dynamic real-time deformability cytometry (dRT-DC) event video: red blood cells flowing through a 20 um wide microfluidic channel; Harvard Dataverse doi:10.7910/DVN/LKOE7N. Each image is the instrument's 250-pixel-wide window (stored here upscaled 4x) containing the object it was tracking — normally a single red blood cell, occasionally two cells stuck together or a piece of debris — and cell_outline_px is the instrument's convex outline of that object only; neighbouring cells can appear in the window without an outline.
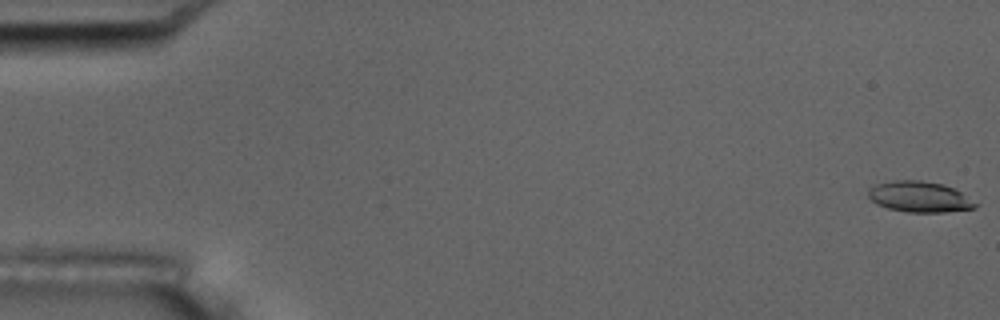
{"species": "common noctule bat (a hibernating species)", "species_latin": "Nyctalus noctula", "temperature_condition": "room temperature", "stored_images_in_passage": 52, "camera_frame_rate_fps": 3000, "um_per_image_px": 0.085, "animal": {"sex": "male", "body_mass_g": 17.5, "forearm_length_mm": 52.3}, "frame": {"image": 1, "passage_image": 1, "time_ms": 0.0, "image_size_px": [1000, 320], "cell_outline_px": [[980, 204], [976, 208], [944, 212], [908, 212], [888, 208], [876, 204], [868, 196], [868, 188], [876, 184], [892, 180], [920, 180], [944, 184], [960, 192]], "centroid_in_image_um": [78.16, 16.72], "position_along_channel_um": 6.8, "area_um2": 19.31}}
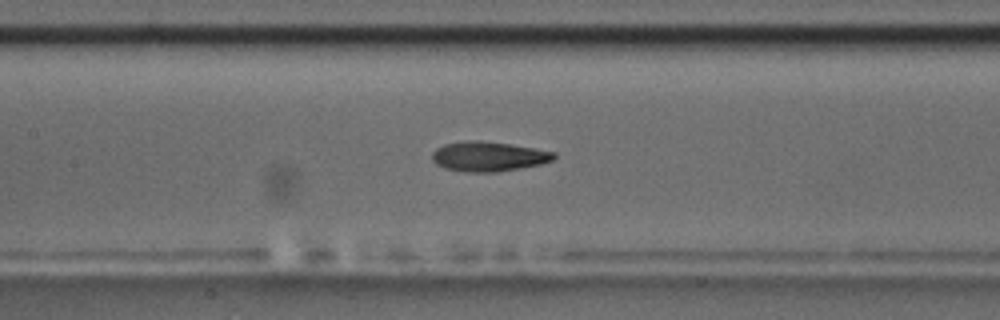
{"frame": {"image": 2, "passage_image": 26, "time_ms": 8.333, "image_size_px": [1000, 320], "cell_outline_px": [[556, 156], [552, 160], [540, 164], [520, 168], [496, 172], [468, 172], [444, 168], [436, 164], [432, 160], [432, 152], [436, 148], [444, 144], [468, 140], [480, 140], [536, 148], [556, 152]], "centroid_in_image_um": [41.51, 13.29], "position_along_channel_um": 165.9, "area_um2": 21.15}}
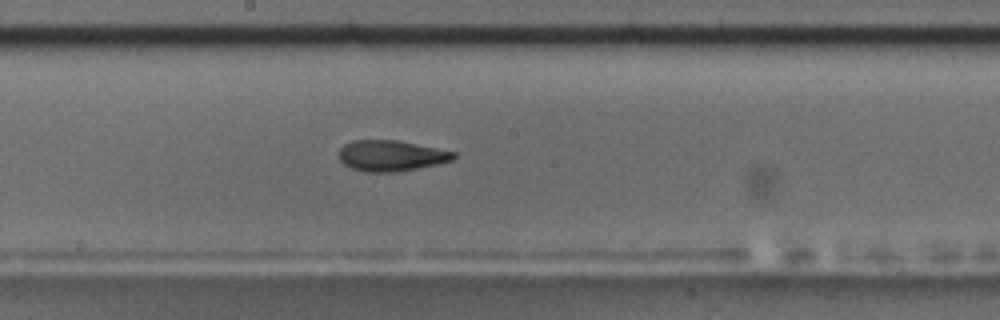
{"frame": {"image": 3, "passage_image": 30, "time_ms": 9.667, "image_size_px": [1000, 320], "cell_outline_px": [[456, 156], [452, 160], [440, 164], [396, 172], [364, 172], [352, 168], [344, 164], [336, 156], [340, 148], [344, 144], [352, 140], [396, 140], [456, 152]], "centroid_in_image_um": [33.21, 13.24], "position_along_channel_um": 215.0, "area_um2": 20.75}, "authors_computed_cell_mechanics": {"area_um2": 20.5479, "velocity_mm_per_s": 3.716, "shape_relaxation_time_tau1_ms": 4.3818, "shape_relaxation_time_tau2_ms": 3.0826, "deformation_change_tau1": 0.1733, "deformation_change_tau2": 0.1182}}